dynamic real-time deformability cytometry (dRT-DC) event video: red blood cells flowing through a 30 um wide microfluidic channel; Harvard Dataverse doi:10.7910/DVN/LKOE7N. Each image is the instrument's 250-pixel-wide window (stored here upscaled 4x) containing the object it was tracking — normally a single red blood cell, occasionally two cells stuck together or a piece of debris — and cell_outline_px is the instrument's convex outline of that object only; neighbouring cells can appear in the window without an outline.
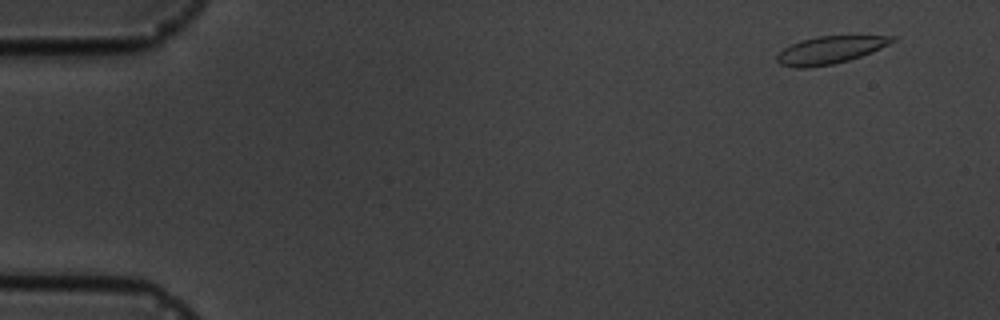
{"species": "common noctule bat (a hibernating species)", "species_latin": "Nyctalus noctula", "temperature_condition": "cold", "stored_images_in_passage": 4, "camera_frame_rate_fps": 3000, "um_per_image_px": 0.085, "animal": {"sex": "male", "body_mass_g": 19.5, "forearm_length_mm": 54.6}, "frame": {"image": 1, "passage_image": 1, "time_ms": 0.0, "image_size_px": [1000, 320], "cell_outline_px": [[896, 40], [872, 52], [848, 60], [832, 64], [808, 68], [796, 68], [780, 64], [776, 60], [776, 56], [784, 48], [800, 40], [816, 36], [896, 36]], "centroid_in_image_um": [70.52, 4.25], "position_along_channel_um": 14.5, "area_um2": 18.32}}
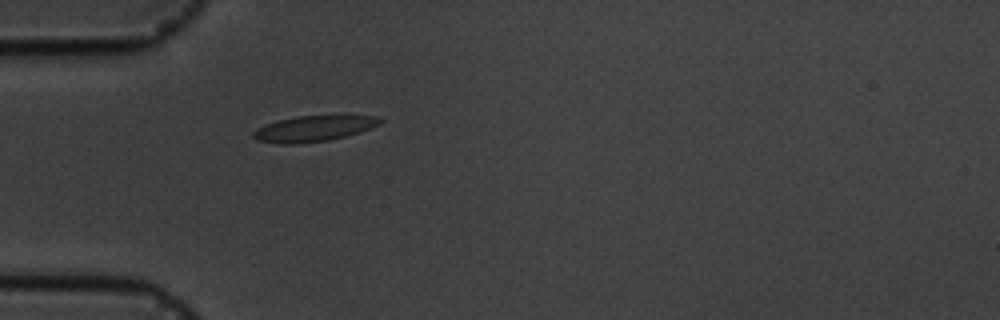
{"frame": {"image": 2, "passage_image": 4, "time_ms": 4.333, "image_size_px": [1000, 320], "cell_outline_px": [[384, 120], [380, 124], [360, 132], [328, 140], [296, 144], [280, 144], [256, 140], [252, 136], [252, 132], [256, 128], [264, 124], [296, 116], [344, 112], [376, 116]], "centroid_in_image_um": [26.74, 10.87], "position_along_channel_um": 58.3, "area_um2": 20.06}}